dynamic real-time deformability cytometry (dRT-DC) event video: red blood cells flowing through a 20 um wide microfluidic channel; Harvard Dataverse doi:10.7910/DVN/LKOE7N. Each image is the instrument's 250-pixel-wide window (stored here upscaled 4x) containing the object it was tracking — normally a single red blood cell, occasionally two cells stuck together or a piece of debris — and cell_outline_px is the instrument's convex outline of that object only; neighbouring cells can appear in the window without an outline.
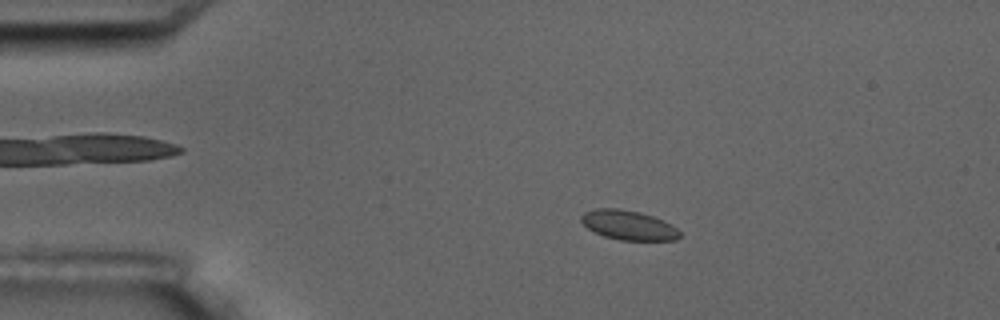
{"species": "common noctule bat (a hibernating species)", "species_latin": "Nyctalus noctula", "temperature_condition": "room temperature", "stored_images_in_passage": 12, "camera_frame_rate_fps": 3000, "um_per_image_px": 0.085, "animal": {"sex": "male", "body_mass_g": 17.5, "forearm_length_mm": 52.3}, "frame": {"image": 1, "passage_image": 3, "time_ms": 2.333, "image_size_px": [1000, 320], "cell_outline_px": [[680, 236], [676, 240], [620, 240], [604, 236], [588, 228], [580, 220], [580, 216], [584, 212], [596, 208], [620, 208], [640, 212], [664, 220], [676, 228], [680, 232]], "centroid_in_image_um": [53.41, 19.13], "position_along_channel_um": 31.6, "area_um2": 16.94}}
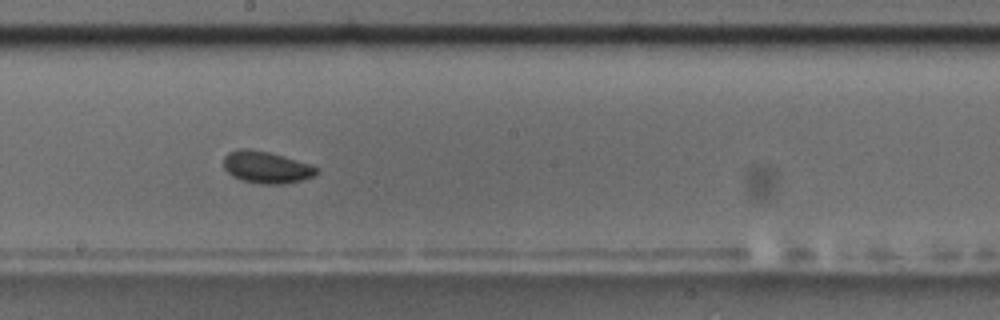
{"frame": {"image": 2, "passage_image": 9, "time_ms": 9.333, "image_size_px": [1000, 320], "cell_outline_px": [[320, 168], [312, 176], [300, 180], [284, 184], [260, 184], [240, 180], [232, 176], [224, 168], [224, 156], [228, 152], [240, 148], [248, 148], [268, 152], [284, 156]], "centroid_in_image_um": [22.59, 14.21], "position_along_channel_um": 225.6, "area_um2": 17.22}}
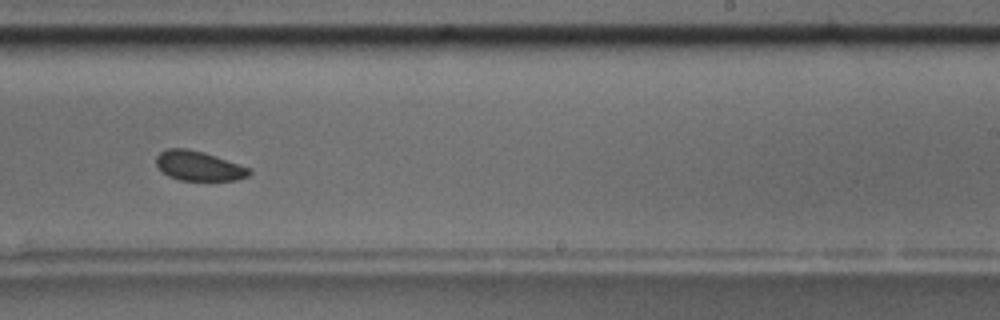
{"frame": {"image": 3, "passage_image": 10, "time_ms": 10.667, "image_size_px": [1000, 320], "cell_outline_px": [[252, 172], [248, 176], [236, 180], [180, 180], [168, 176], [156, 164], [156, 156], [160, 152], [168, 148], [188, 148], [204, 152], [252, 168]], "centroid_in_image_um": [16.92, 14.09], "position_along_channel_um": 272.1, "area_um2": 16.13}}